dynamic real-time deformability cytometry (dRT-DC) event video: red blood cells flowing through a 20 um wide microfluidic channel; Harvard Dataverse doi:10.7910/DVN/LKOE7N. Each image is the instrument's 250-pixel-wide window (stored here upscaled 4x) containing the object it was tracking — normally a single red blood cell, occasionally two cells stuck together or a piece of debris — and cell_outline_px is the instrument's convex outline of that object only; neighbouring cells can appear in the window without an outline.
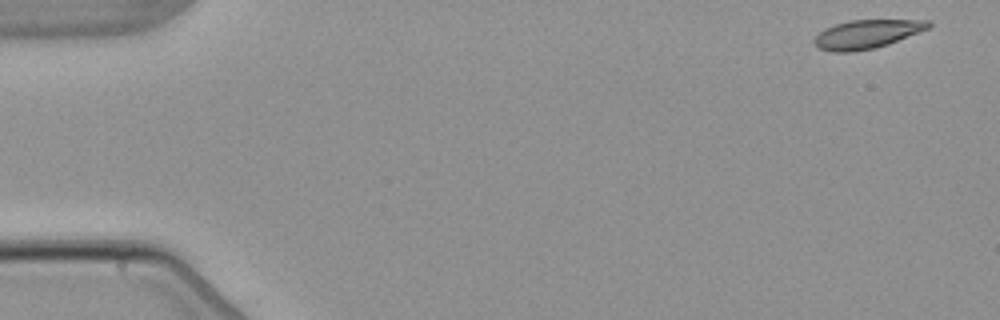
{"species": "common noctule bat (a hibernating species)", "species_latin": "Nyctalus noctula", "temperature_condition": "warm", "stored_images_in_passage": 3, "camera_frame_rate_fps": 3000, "um_per_image_px": 0.085, "animal": {"sex": "male", "body_mass_g": 21.5, "forearm_length_mm": 52.0}, "frame": {"image": 1, "passage_image": 1, "time_ms": 0.0, "image_size_px": [1000, 320], "cell_outline_px": [[932, 24], [928, 28], [888, 44], [876, 48], [852, 52], [832, 52], [816, 48], [812, 44], [812, 40], [824, 28], [836, 24], [852, 20], [928, 20]], "centroid_in_image_um": [73.61, 2.92], "position_along_channel_um": 11.4, "area_um2": 19.07}}